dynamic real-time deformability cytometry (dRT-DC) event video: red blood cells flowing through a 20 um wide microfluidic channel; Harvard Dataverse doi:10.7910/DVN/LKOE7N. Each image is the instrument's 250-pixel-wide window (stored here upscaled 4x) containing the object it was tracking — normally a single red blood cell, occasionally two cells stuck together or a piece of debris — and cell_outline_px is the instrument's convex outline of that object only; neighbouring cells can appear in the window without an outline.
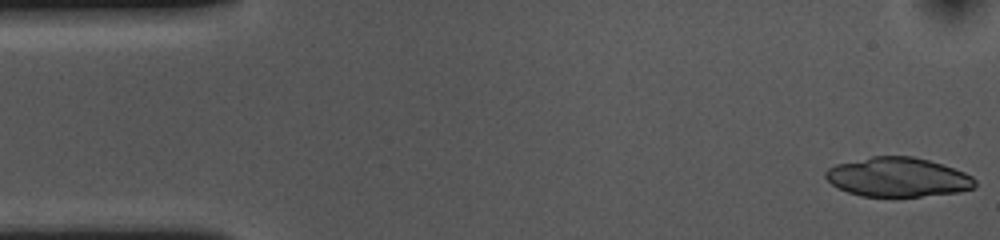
{"species": "common noctule bat (a hibernating species)", "species_latin": "Nyctalus noctula", "temperature_condition": "cold", "stored_images_in_passage": 14, "camera_frame_rate_fps": 3000, "um_per_image_px": 0.085, "animal": {"sex": "female", "body_mass_g": 10.0, "forearm_length_mm": 53.1}, "frame": {"image": 1, "passage_image": 1, "time_ms": 0.0, "image_size_px": [1000, 240], "cell_outline_px": [[976, 188], [960, 192], [920, 196], [864, 196], [848, 192], [832, 184], [824, 176], [824, 172], [828, 168], [836, 164], [872, 156], [912, 156], [928, 160], [964, 172], [972, 176], [976, 180]], "centroid_in_image_um": [76.33, 15.06], "position_along_channel_um": 8.7, "area_um2": 34.04}}